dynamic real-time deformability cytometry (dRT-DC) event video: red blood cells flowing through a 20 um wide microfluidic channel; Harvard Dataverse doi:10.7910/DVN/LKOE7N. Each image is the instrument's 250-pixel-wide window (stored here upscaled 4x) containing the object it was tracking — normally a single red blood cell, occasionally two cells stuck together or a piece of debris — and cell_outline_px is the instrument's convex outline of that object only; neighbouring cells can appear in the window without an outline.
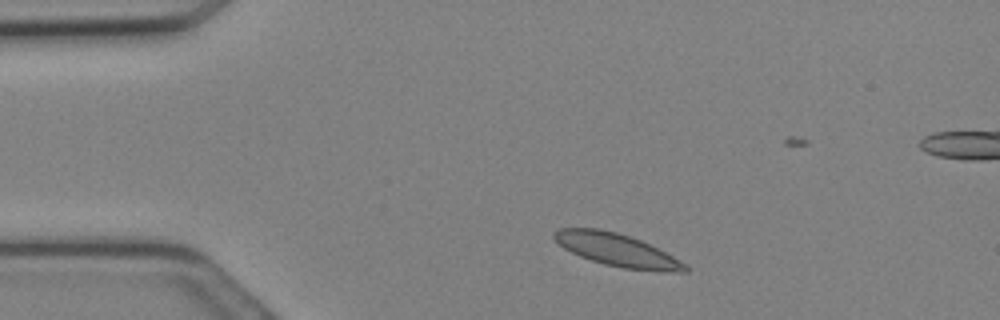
{"species": "Egyptian fruit bat (a non-hibernating species)", "species_latin": "Rousettus aegyptiacus", "temperature_condition": "cold", "stored_images_in_passage": 11, "camera_frame_rate_fps": 3000, "um_per_image_px": 0.085, "animal": {"sex": "female"}, "frame": {"image": 1, "passage_image": 1, "time_ms": 0.0, "image_size_px": [1000, 320], "cell_outline_px": [[692, 268], [688, 272], [660, 272], [624, 268], [604, 264], [580, 256], [564, 248], [552, 236], [552, 232], [556, 228], [600, 228], [616, 232], [640, 240], [672, 256]], "centroid_in_image_um": [52.45, 21.25], "position_along_channel_um": 32.6, "area_um2": 24.85}}
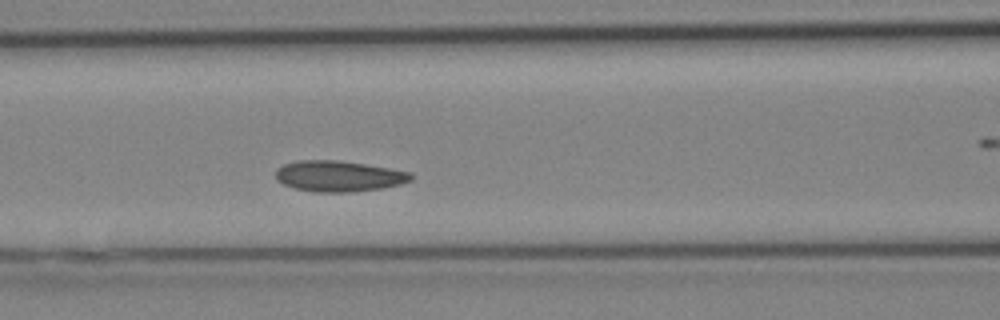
{"frame": {"image": 2, "passage_image": 8, "time_ms": 2.333, "image_size_px": [1000, 320], "cell_outline_px": [[412, 180], [400, 184], [380, 188], [348, 192], [316, 192], [296, 188], [284, 184], [276, 180], [276, 168], [284, 164], [296, 160], [336, 160], [364, 164], [412, 172]], "centroid_in_image_um": [28.77, 14.96], "position_along_channel_um": 137.8, "area_um2": 24.16}}
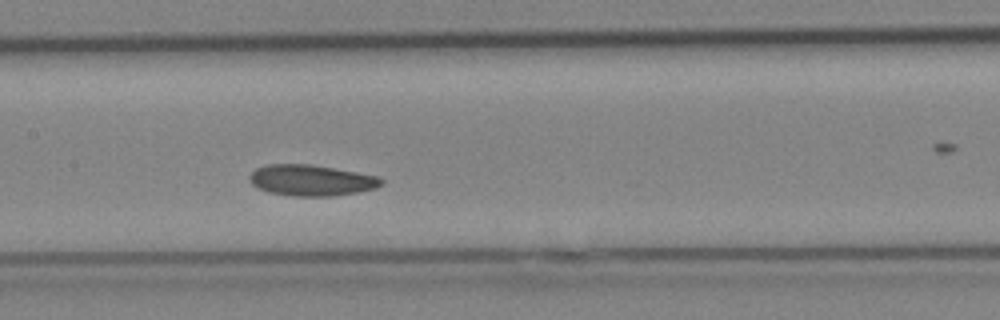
{"frame": {"image": 3, "passage_image": 10, "time_ms": 3.0, "image_size_px": [1000, 320], "cell_outline_px": [[384, 184], [376, 188], [356, 192], [332, 196], [292, 196], [268, 192], [252, 184], [248, 176], [256, 168], [268, 164], [312, 164], [380, 176], [384, 180]], "centroid_in_image_um": [26.49, 15.32], "position_along_channel_um": 180.9, "area_um2": 23.93}}